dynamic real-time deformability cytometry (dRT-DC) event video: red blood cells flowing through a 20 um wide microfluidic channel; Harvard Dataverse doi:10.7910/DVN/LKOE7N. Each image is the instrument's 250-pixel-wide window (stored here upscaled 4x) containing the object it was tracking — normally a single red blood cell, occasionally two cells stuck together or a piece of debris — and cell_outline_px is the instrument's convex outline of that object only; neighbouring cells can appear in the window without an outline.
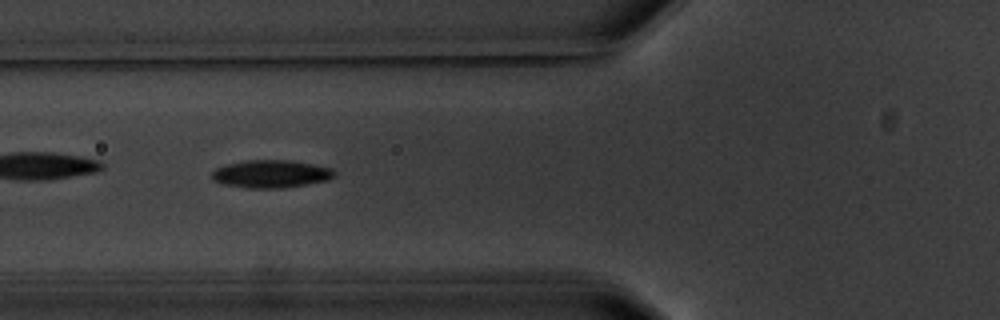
{"species": "common noctule bat (a hibernating species)", "species_latin": "Nyctalus noctula", "temperature_condition": "warm", "stored_images_in_passage": 5, "camera_frame_rate_fps": 3000, "um_per_image_px": 0.085, "animal": {"sex": "male", "body_mass_g": 20.1, "forearm_length_mm": 53.5}, "frame": {"image": 1, "passage_image": 4, "time_ms": 3.667, "image_size_px": [1000, 320], "cell_outline_px": [[336, 172], [328, 180], [280, 188], [248, 188], [224, 184], [212, 180], [212, 172], [216, 168], [228, 164], [244, 160], [292, 160], [332, 168]], "centroid_in_image_um": [23.01, 14.77], "position_along_channel_um": 102.8, "area_um2": 19.65}}